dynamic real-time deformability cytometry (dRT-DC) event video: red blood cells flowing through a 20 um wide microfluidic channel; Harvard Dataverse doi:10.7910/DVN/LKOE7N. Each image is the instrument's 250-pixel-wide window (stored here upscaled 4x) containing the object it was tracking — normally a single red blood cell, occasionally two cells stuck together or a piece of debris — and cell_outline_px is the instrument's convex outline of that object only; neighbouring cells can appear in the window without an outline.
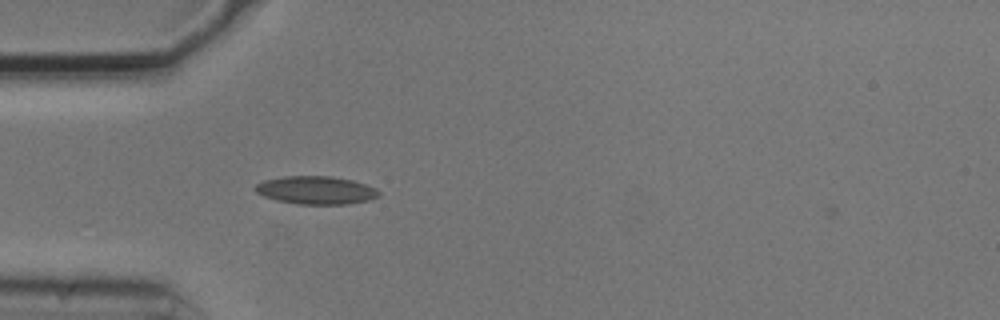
{"species": "common noctule bat (a hibernating species)", "species_latin": "Nyctalus noctula", "temperature_condition": "cold", "stored_images_in_passage": 3, "camera_frame_rate_fps": 3000, "um_per_image_px": 0.085, "animal": {"sex": "male", "body_mass_g": 20.5, "forearm_length_mm": 52.5}, "frame": {"image": 1, "passage_image": 2, "time_ms": 0.333, "image_size_px": [1000, 320], "cell_outline_px": [[380, 196], [368, 200], [348, 204], [300, 204], [276, 200], [264, 196], [256, 192], [252, 188], [256, 184], [264, 180], [284, 176], [332, 176], [352, 180], [376, 188], [380, 192]], "centroid_in_image_um": [26.85, 16.16], "position_along_channel_um": 58.2, "area_um2": 20.23}}